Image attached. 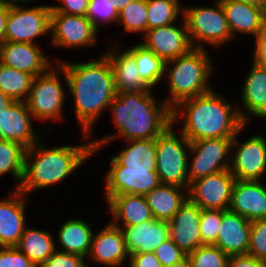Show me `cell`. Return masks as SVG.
Masks as SVG:
<instances>
[{"label":"cell","instance_id":"obj_4","mask_svg":"<svg viewBox=\"0 0 266 267\" xmlns=\"http://www.w3.org/2000/svg\"><path fill=\"white\" fill-rule=\"evenodd\" d=\"M41 142L39 140L25 152L23 177L18 188L25 196L36 189L64 181L94 154L91 141L77 146L51 148L44 147L45 144ZM31 159L34 161H29Z\"/></svg>","mask_w":266,"mask_h":267},{"label":"cell","instance_id":"obj_13","mask_svg":"<svg viewBox=\"0 0 266 267\" xmlns=\"http://www.w3.org/2000/svg\"><path fill=\"white\" fill-rule=\"evenodd\" d=\"M98 31L86 16L50 14L51 45L55 47L94 46Z\"/></svg>","mask_w":266,"mask_h":267},{"label":"cell","instance_id":"obj_9","mask_svg":"<svg viewBox=\"0 0 266 267\" xmlns=\"http://www.w3.org/2000/svg\"><path fill=\"white\" fill-rule=\"evenodd\" d=\"M20 3L9 1V16L7 19L5 41L36 44L34 39L50 33V5H39L23 8Z\"/></svg>","mask_w":266,"mask_h":267},{"label":"cell","instance_id":"obj_52","mask_svg":"<svg viewBox=\"0 0 266 267\" xmlns=\"http://www.w3.org/2000/svg\"><path fill=\"white\" fill-rule=\"evenodd\" d=\"M131 1L134 0H113L115 9L118 11V13Z\"/></svg>","mask_w":266,"mask_h":267},{"label":"cell","instance_id":"obj_45","mask_svg":"<svg viewBox=\"0 0 266 267\" xmlns=\"http://www.w3.org/2000/svg\"><path fill=\"white\" fill-rule=\"evenodd\" d=\"M255 42L253 63L260 67L266 68V23L256 36Z\"/></svg>","mask_w":266,"mask_h":267},{"label":"cell","instance_id":"obj_1","mask_svg":"<svg viewBox=\"0 0 266 267\" xmlns=\"http://www.w3.org/2000/svg\"><path fill=\"white\" fill-rule=\"evenodd\" d=\"M74 101V112L83 137L91 138L101 112L108 108L117 92L114 73L107 56L86 63H67L56 59ZM85 135V136H84Z\"/></svg>","mask_w":266,"mask_h":267},{"label":"cell","instance_id":"obj_31","mask_svg":"<svg viewBox=\"0 0 266 267\" xmlns=\"http://www.w3.org/2000/svg\"><path fill=\"white\" fill-rule=\"evenodd\" d=\"M53 239V234L47 230L26 227L15 247L40 267L58 249Z\"/></svg>","mask_w":266,"mask_h":267},{"label":"cell","instance_id":"obj_32","mask_svg":"<svg viewBox=\"0 0 266 267\" xmlns=\"http://www.w3.org/2000/svg\"><path fill=\"white\" fill-rule=\"evenodd\" d=\"M128 50L135 56L141 78L151 88L162 82L160 80L165 76V62L160 57L141 43L128 48Z\"/></svg>","mask_w":266,"mask_h":267},{"label":"cell","instance_id":"obj_43","mask_svg":"<svg viewBox=\"0 0 266 267\" xmlns=\"http://www.w3.org/2000/svg\"><path fill=\"white\" fill-rule=\"evenodd\" d=\"M0 267H38L16 247H0Z\"/></svg>","mask_w":266,"mask_h":267},{"label":"cell","instance_id":"obj_34","mask_svg":"<svg viewBox=\"0 0 266 267\" xmlns=\"http://www.w3.org/2000/svg\"><path fill=\"white\" fill-rule=\"evenodd\" d=\"M25 152L26 148L19 143L0 140V176L11 172L19 182L15 189L19 188L23 177Z\"/></svg>","mask_w":266,"mask_h":267},{"label":"cell","instance_id":"obj_19","mask_svg":"<svg viewBox=\"0 0 266 267\" xmlns=\"http://www.w3.org/2000/svg\"><path fill=\"white\" fill-rule=\"evenodd\" d=\"M89 255L88 260L108 267H120L129 261L130 254L121 228L110 222L100 232H94Z\"/></svg>","mask_w":266,"mask_h":267},{"label":"cell","instance_id":"obj_11","mask_svg":"<svg viewBox=\"0 0 266 267\" xmlns=\"http://www.w3.org/2000/svg\"><path fill=\"white\" fill-rule=\"evenodd\" d=\"M244 127L246 124L232 140L231 147L234 148L237 144L238 149L235 156L230 157L232 163L229 170L236 180L260 181L263 178L262 175L266 173V137L256 134L240 144L237 137Z\"/></svg>","mask_w":266,"mask_h":267},{"label":"cell","instance_id":"obj_10","mask_svg":"<svg viewBox=\"0 0 266 267\" xmlns=\"http://www.w3.org/2000/svg\"><path fill=\"white\" fill-rule=\"evenodd\" d=\"M233 138L201 139L190 142L191 164L188 165L189 184L230 167L229 153ZM228 158V159H227Z\"/></svg>","mask_w":266,"mask_h":267},{"label":"cell","instance_id":"obj_37","mask_svg":"<svg viewBox=\"0 0 266 267\" xmlns=\"http://www.w3.org/2000/svg\"><path fill=\"white\" fill-rule=\"evenodd\" d=\"M191 267H227L229 256L214 245L199 246L187 255Z\"/></svg>","mask_w":266,"mask_h":267},{"label":"cell","instance_id":"obj_36","mask_svg":"<svg viewBox=\"0 0 266 267\" xmlns=\"http://www.w3.org/2000/svg\"><path fill=\"white\" fill-rule=\"evenodd\" d=\"M122 24L124 32L147 31V0H134L120 12L117 24Z\"/></svg>","mask_w":266,"mask_h":267},{"label":"cell","instance_id":"obj_28","mask_svg":"<svg viewBox=\"0 0 266 267\" xmlns=\"http://www.w3.org/2000/svg\"><path fill=\"white\" fill-rule=\"evenodd\" d=\"M188 189L177 185L159 184L145 195L153 218L170 221L188 199Z\"/></svg>","mask_w":266,"mask_h":267},{"label":"cell","instance_id":"obj_16","mask_svg":"<svg viewBox=\"0 0 266 267\" xmlns=\"http://www.w3.org/2000/svg\"><path fill=\"white\" fill-rule=\"evenodd\" d=\"M200 216L201 208L187 199L169 221V238L186 255L203 245Z\"/></svg>","mask_w":266,"mask_h":267},{"label":"cell","instance_id":"obj_48","mask_svg":"<svg viewBox=\"0 0 266 267\" xmlns=\"http://www.w3.org/2000/svg\"><path fill=\"white\" fill-rule=\"evenodd\" d=\"M9 16V1L0 2V46L5 42L7 19Z\"/></svg>","mask_w":266,"mask_h":267},{"label":"cell","instance_id":"obj_49","mask_svg":"<svg viewBox=\"0 0 266 267\" xmlns=\"http://www.w3.org/2000/svg\"><path fill=\"white\" fill-rule=\"evenodd\" d=\"M14 100L0 90V111H6L13 104Z\"/></svg>","mask_w":266,"mask_h":267},{"label":"cell","instance_id":"obj_18","mask_svg":"<svg viewBox=\"0 0 266 267\" xmlns=\"http://www.w3.org/2000/svg\"><path fill=\"white\" fill-rule=\"evenodd\" d=\"M36 44L4 42L0 46V63L34 77L46 72L54 62ZM52 62V63H51Z\"/></svg>","mask_w":266,"mask_h":267},{"label":"cell","instance_id":"obj_20","mask_svg":"<svg viewBox=\"0 0 266 267\" xmlns=\"http://www.w3.org/2000/svg\"><path fill=\"white\" fill-rule=\"evenodd\" d=\"M228 210L250 222L266 219V186L261 181L236 180Z\"/></svg>","mask_w":266,"mask_h":267},{"label":"cell","instance_id":"obj_26","mask_svg":"<svg viewBox=\"0 0 266 267\" xmlns=\"http://www.w3.org/2000/svg\"><path fill=\"white\" fill-rule=\"evenodd\" d=\"M249 70L241 94V103L247 112L238 110L245 124L248 123L250 115L266 119V68L252 62Z\"/></svg>","mask_w":266,"mask_h":267},{"label":"cell","instance_id":"obj_14","mask_svg":"<svg viewBox=\"0 0 266 267\" xmlns=\"http://www.w3.org/2000/svg\"><path fill=\"white\" fill-rule=\"evenodd\" d=\"M105 182L106 201L119 194L146 195L160 184L156 170H125L113 157Z\"/></svg>","mask_w":266,"mask_h":267},{"label":"cell","instance_id":"obj_2","mask_svg":"<svg viewBox=\"0 0 266 267\" xmlns=\"http://www.w3.org/2000/svg\"><path fill=\"white\" fill-rule=\"evenodd\" d=\"M156 104L151 91L117 93L109 105L117 133L91 140L93 153L116 138L144 140L164 133L173 125L172 108L163 99Z\"/></svg>","mask_w":266,"mask_h":267},{"label":"cell","instance_id":"obj_44","mask_svg":"<svg viewBox=\"0 0 266 267\" xmlns=\"http://www.w3.org/2000/svg\"><path fill=\"white\" fill-rule=\"evenodd\" d=\"M61 5H51V13L86 16L89 0H57Z\"/></svg>","mask_w":266,"mask_h":267},{"label":"cell","instance_id":"obj_23","mask_svg":"<svg viewBox=\"0 0 266 267\" xmlns=\"http://www.w3.org/2000/svg\"><path fill=\"white\" fill-rule=\"evenodd\" d=\"M129 254L153 252L169 239V221L155 218L130 227L121 228Z\"/></svg>","mask_w":266,"mask_h":267},{"label":"cell","instance_id":"obj_6","mask_svg":"<svg viewBox=\"0 0 266 267\" xmlns=\"http://www.w3.org/2000/svg\"><path fill=\"white\" fill-rule=\"evenodd\" d=\"M172 126L156 138V172L161 184L177 185L188 189L190 142L182 133L178 137Z\"/></svg>","mask_w":266,"mask_h":267},{"label":"cell","instance_id":"obj_30","mask_svg":"<svg viewBox=\"0 0 266 267\" xmlns=\"http://www.w3.org/2000/svg\"><path fill=\"white\" fill-rule=\"evenodd\" d=\"M127 142L129 147L113 156L125 170H156V138Z\"/></svg>","mask_w":266,"mask_h":267},{"label":"cell","instance_id":"obj_24","mask_svg":"<svg viewBox=\"0 0 266 267\" xmlns=\"http://www.w3.org/2000/svg\"><path fill=\"white\" fill-rule=\"evenodd\" d=\"M228 22L232 37L236 33L256 37L266 23V11L258 6L238 0H219Z\"/></svg>","mask_w":266,"mask_h":267},{"label":"cell","instance_id":"obj_33","mask_svg":"<svg viewBox=\"0 0 266 267\" xmlns=\"http://www.w3.org/2000/svg\"><path fill=\"white\" fill-rule=\"evenodd\" d=\"M33 80L34 76L0 63V90L14 101H26Z\"/></svg>","mask_w":266,"mask_h":267},{"label":"cell","instance_id":"obj_21","mask_svg":"<svg viewBox=\"0 0 266 267\" xmlns=\"http://www.w3.org/2000/svg\"><path fill=\"white\" fill-rule=\"evenodd\" d=\"M14 190V191H13ZM8 198L0 201V247H15L25 228V196L13 189Z\"/></svg>","mask_w":266,"mask_h":267},{"label":"cell","instance_id":"obj_47","mask_svg":"<svg viewBox=\"0 0 266 267\" xmlns=\"http://www.w3.org/2000/svg\"><path fill=\"white\" fill-rule=\"evenodd\" d=\"M227 267H265V263L248 254L233 255L229 256Z\"/></svg>","mask_w":266,"mask_h":267},{"label":"cell","instance_id":"obj_42","mask_svg":"<svg viewBox=\"0 0 266 267\" xmlns=\"http://www.w3.org/2000/svg\"><path fill=\"white\" fill-rule=\"evenodd\" d=\"M85 257L56 250L40 267H89Z\"/></svg>","mask_w":266,"mask_h":267},{"label":"cell","instance_id":"obj_8","mask_svg":"<svg viewBox=\"0 0 266 267\" xmlns=\"http://www.w3.org/2000/svg\"><path fill=\"white\" fill-rule=\"evenodd\" d=\"M55 63L56 68L51 66L46 72L34 77L32 82L25 102L34 120L63 119L64 99L68 92H65L64 87H62L58 74L63 72V68L58 62Z\"/></svg>","mask_w":266,"mask_h":267},{"label":"cell","instance_id":"obj_35","mask_svg":"<svg viewBox=\"0 0 266 267\" xmlns=\"http://www.w3.org/2000/svg\"><path fill=\"white\" fill-rule=\"evenodd\" d=\"M179 14L183 15L179 0H147V30L171 25Z\"/></svg>","mask_w":266,"mask_h":267},{"label":"cell","instance_id":"obj_27","mask_svg":"<svg viewBox=\"0 0 266 267\" xmlns=\"http://www.w3.org/2000/svg\"><path fill=\"white\" fill-rule=\"evenodd\" d=\"M107 202L113 217L111 223L120 228L130 227L153 219L144 195L119 194L112 196ZM118 221L123 224L117 223Z\"/></svg>","mask_w":266,"mask_h":267},{"label":"cell","instance_id":"obj_46","mask_svg":"<svg viewBox=\"0 0 266 267\" xmlns=\"http://www.w3.org/2000/svg\"><path fill=\"white\" fill-rule=\"evenodd\" d=\"M129 267H163L153 252L133 253L129 257Z\"/></svg>","mask_w":266,"mask_h":267},{"label":"cell","instance_id":"obj_7","mask_svg":"<svg viewBox=\"0 0 266 267\" xmlns=\"http://www.w3.org/2000/svg\"><path fill=\"white\" fill-rule=\"evenodd\" d=\"M182 9L183 15L181 17L186 22L193 48H205L200 44L201 42L218 48L233 39L224 9L219 0H216L215 6L211 8L195 6Z\"/></svg>","mask_w":266,"mask_h":267},{"label":"cell","instance_id":"obj_29","mask_svg":"<svg viewBox=\"0 0 266 267\" xmlns=\"http://www.w3.org/2000/svg\"><path fill=\"white\" fill-rule=\"evenodd\" d=\"M90 224L81 219H69L58 230V241L63 250L71 254L89 256L94 231Z\"/></svg>","mask_w":266,"mask_h":267},{"label":"cell","instance_id":"obj_53","mask_svg":"<svg viewBox=\"0 0 266 267\" xmlns=\"http://www.w3.org/2000/svg\"><path fill=\"white\" fill-rule=\"evenodd\" d=\"M2 1H11V2H31L34 1V0H1Z\"/></svg>","mask_w":266,"mask_h":267},{"label":"cell","instance_id":"obj_12","mask_svg":"<svg viewBox=\"0 0 266 267\" xmlns=\"http://www.w3.org/2000/svg\"><path fill=\"white\" fill-rule=\"evenodd\" d=\"M235 177L224 170L190 182L188 199L201 209L228 210Z\"/></svg>","mask_w":266,"mask_h":267},{"label":"cell","instance_id":"obj_50","mask_svg":"<svg viewBox=\"0 0 266 267\" xmlns=\"http://www.w3.org/2000/svg\"><path fill=\"white\" fill-rule=\"evenodd\" d=\"M238 1L258 6L266 11V0H238Z\"/></svg>","mask_w":266,"mask_h":267},{"label":"cell","instance_id":"obj_38","mask_svg":"<svg viewBox=\"0 0 266 267\" xmlns=\"http://www.w3.org/2000/svg\"><path fill=\"white\" fill-rule=\"evenodd\" d=\"M86 17L98 30L101 23L109 24L116 21L117 24L119 13L115 9L113 0H89Z\"/></svg>","mask_w":266,"mask_h":267},{"label":"cell","instance_id":"obj_40","mask_svg":"<svg viewBox=\"0 0 266 267\" xmlns=\"http://www.w3.org/2000/svg\"><path fill=\"white\" fill-rule=\"evenodd\" d=\"M248 255L266 261V219L251 221Z\"/></svg>","mask_w":266,"mask_h":267},{"label":"cell","instance_id":"obj_39","mask_svg":"<svg viewBox=\"0 0 266 267\" xmlns=\"http://www.w3.org/2000/svg\"><path fill=\"white\" fill-rule=\"evenodd\" d=\"M223 210L201 209L200 233L203 245H214L221 225Z\"/></svg>","mask_w":266,"mask_h":267},{"label":"cell","instance_id":"obj_22","mask_svg":"<svg viewBox=\"0 0 266 267\" xmlns=\"http://www.w3.org/2000/svg\"><path fill=\"white\" fill-rule=\"evenodd\" d=\"M251 222L230 210H223L221 225L214 246L228 256L247 254Z\"/></svg>","mask_w":266,"mask_h":267},{"label":"cell","instance_id":"obj_17","mask_svg":"<svg viewBox=\"0 0 266 267\" xmlns=\"http://www.w3.org/2000/svg\"><path fill=\"white\" fill-rule=\"evenodd\" d=\"M31 115L25 101H14L6 111H0V140L13 141L26 149L41 140L34 132Z\"/></svg>","mask_w":266,"mask_h":267},{"label":"cell","instance_id":"obj_15","mask_svg":"<svg viewBox=\"0 0 266 267\" xmlns=\"http://www.w3.org/2000/svg\"><path fill=\"white\" fill-rule=\"evenodd\" d=\"M183 24H174L147 30L141 44L160 57L164 62L175 59L188 53L192 48L186 22L182 17Z\"/></svg>","mask_w":266,"mask_h":267},{"label":"cell","instance_id":"obj_25","mask_svg":"<svg viewBox=\"0 0 266 267\" xmlns=\"http://www.w3.org/2000/svg\"><path fill=\"white\" fill-rule=\"evenodd\" d=\"M117 47L115 43L110 47L112 49L105 53L114 73L116 92L152 91L139 74L135 56L128 49L120 53Z\"/></svg>","mask_w":266,"mask_h":267},{"label":"cell","instance_id":"obj_3","mask_svg":"<svg viewBox=\"0 0 266 267\" xmlns=\"http://www.w3.org/2000/svg\"><path fill=\"white\" fill-rule=\"evenodd\" d=\"M223 97L211 90L179 102L172 108V124L185 117L181 133L189 142L234 138L245 123L239 115V107L235 110Z\"/></svg>","mask_w":266,"mask_h":267},{"label":"cell","instance_id":"obj_51","mask_svg":"<svg viewBox=\"0 0 266 267\" xmlns=\"http://www.w3.org/2000/svg\"><path fill=\"white\" fill-rule=\"evenodd\" d=\"M168 267H191V263L187 255L181 260Z\"/></svg>","mask_w":266,"mask_h":267},{"label":"cell","instance_id":"obj_5","mask_svg":"<svg viewBox=\"0 0 266 267\" xmlns=\"http://www.w3.org/2000/svg\"><path fill=\"white\" fill-rule=\"evenodd\" d=\"M205 48H192L188 53L165 62L169 94L163 99L171 108L179 102L212 90L209 77L213 64ZM172 66V69L169 67Z\"/></svg>","mask_w":266,"mask_h":267},{"label":"cell","instance_id":"obj_41","mask_svg":"<svg viewBox=\"0 0 266 267\" xmlns=\"http://www.w3.org/2000/svg\"><path fill=\"white\" fill-rule=\"evenodd\" d=\"M153 253L163 267H168L181 261L186 254L169 238L162 242Z\"/></svg>","mask_w":266,"mask_h":267}]
</instances>
